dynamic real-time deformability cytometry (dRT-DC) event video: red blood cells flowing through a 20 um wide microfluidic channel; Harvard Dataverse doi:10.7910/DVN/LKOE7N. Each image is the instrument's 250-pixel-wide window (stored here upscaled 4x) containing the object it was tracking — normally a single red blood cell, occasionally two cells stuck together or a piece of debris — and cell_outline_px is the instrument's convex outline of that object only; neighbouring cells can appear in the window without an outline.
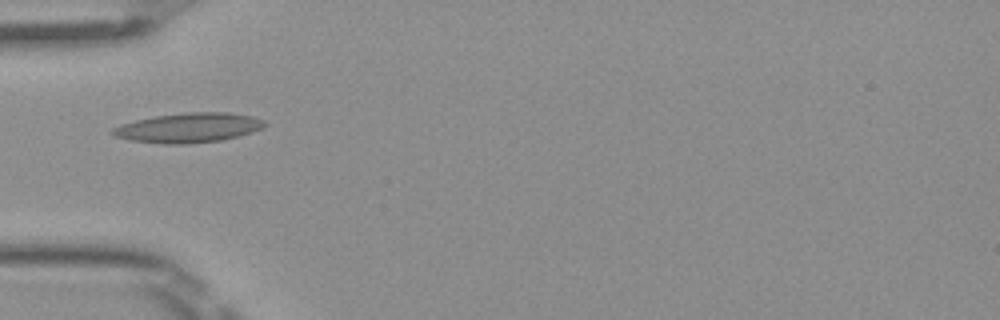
{"species": "Egyptian fruit bat (a non-hibernating species)", "species_latin": "Rousettus aegyptiacus", "temperature_condition": "room temperature", "stored_images_in_passage": 35, "camera_frame_rate_fps": 3000, "um_per_image_px": 0.085, "frame": {"image": 1, "passage_image": 1, "time_ms": 0.0, "image_size_px": [1000, 320], "cell_outline_px": [[268, 124], [264, 128], [252, 132], [220, 140], [184, 144], [164, 144], [128, 140], [116, 136], [108, 132], [112, 128], [120, 124], [136, 120], [156, 116], [188, 112], [228, 112], [252, 116], [264, 120]], "centroid_in_image_um": [16.02, 10.85], "position_along_channel_um": 69.0, "area_um2": 26.3}}
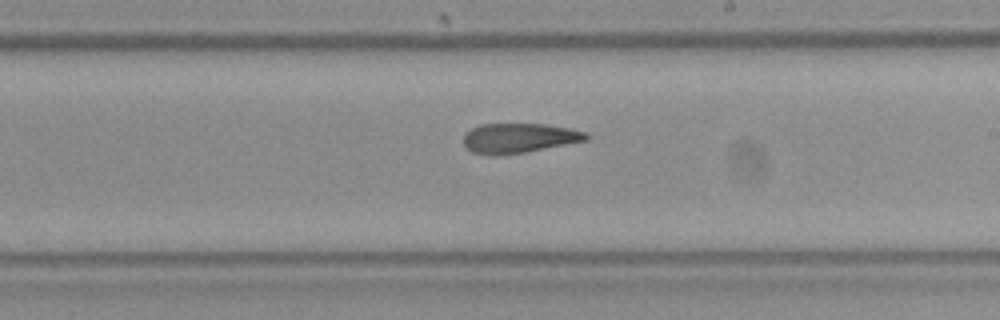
{"frame": {"image": 2, "passage_image": 14, "time_ms": 4.333, "image_size_px": [1000, 320], "cell_outline_px": [[592, 136], [588, 140], [524, 152], [472, 152], [464, 144], [464, 132], [480, 124], [544, 124], [572, 128], [588, 132]], "centroid_in_image_um": [44.22, 11.68], "position_along_channel_um": 244.8, "area_um2": 20.63}}
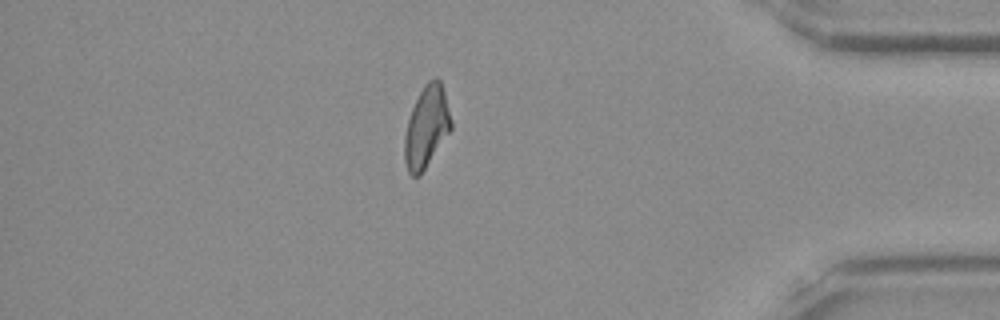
{"frame": {"image": 3, "passage_image": 28, "time_ms": 9.0, "image_size_px": [1000, 320], "cell_outline_px": [[452, 128], [420, 176], [412, 176], [408, 172], [404, 160], [404, 136], [408, 120], [412, 108], [424, 84], [428, 80], [436, 76], [440, 80], [444, 92], [452, 120]], "centroid_in_image_um": [36.25, 10.79], "position_along_channel_um": 399.0, "area_um2": 22.08}, "authors_computed_cell_mechanics": {"area_um2": 21.964, "velocity_mm_per_s": 4.049, "shape_relaxation_time_tau1_ms": null, "shape_relaxation_time_tau2_ms": 5.4374, "deformation_change_tau1": null, "deformation_change_tau2": 0.1539}}